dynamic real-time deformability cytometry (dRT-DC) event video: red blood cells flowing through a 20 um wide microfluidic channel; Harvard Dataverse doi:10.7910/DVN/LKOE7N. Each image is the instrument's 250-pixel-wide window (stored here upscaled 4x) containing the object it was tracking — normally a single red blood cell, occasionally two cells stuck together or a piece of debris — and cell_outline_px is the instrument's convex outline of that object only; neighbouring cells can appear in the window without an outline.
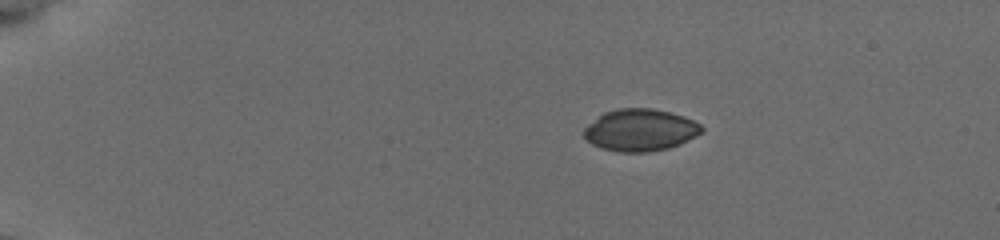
{"species": "common noctule bat (a hibernating species)", "species_latin": "Nyctalus noctula", "temperature_condition": "cold", "stored_images_in_passage": 45, "camera_frame_rate_fps": 3000, "um_per_image_px": 0.085, "animal": {"sex": "female", "body_mass_g": 19.5, "forearm_length_mm": 54.1}, "frame": {"image": 1, "passage_image": 1, "time_ms": 0.0, "image_size_px": [1000, 240], "cell_outline_px": [[704, 132], [680, 144], [668, 148], [648, 152], [616, 152], [600, 148], [592, 144], [584, 136], [584, 128], [588, 124], [604, 112], [620, 108], [652, 108], [684, 116], [700, 124], [704, 128]], "centroid_in_image_um": [54.43, 11.06], "position_along_channel_um": 30.6, "area_um2": 28.9}}
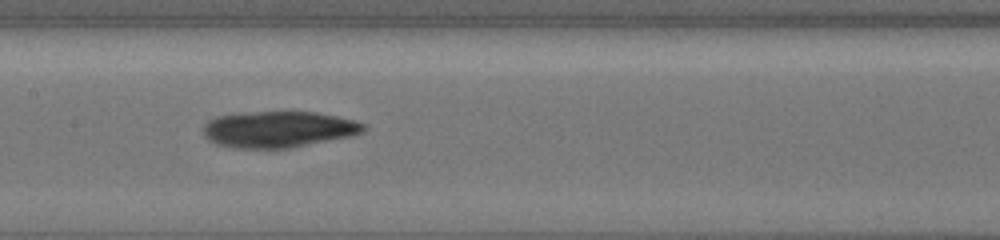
{"frame": {"image": 2, "passage_image": 20, "time_ms": 6.333, "image_size_px": [1000, 240], "cell_outline_px": [[368, 128], [364, 132], [352, 136], [288, 148], [236, 148], [216, 144], [208, 140], [204, 136], [204, 124], [208, 120], [216, 116], [236, 112], [316, 112], [356, 120], [364, 124]], "centroid_in_image_um": [23.66, 10.98], "position_along_channel_um": 183.7, "area_um2": 34.16}}
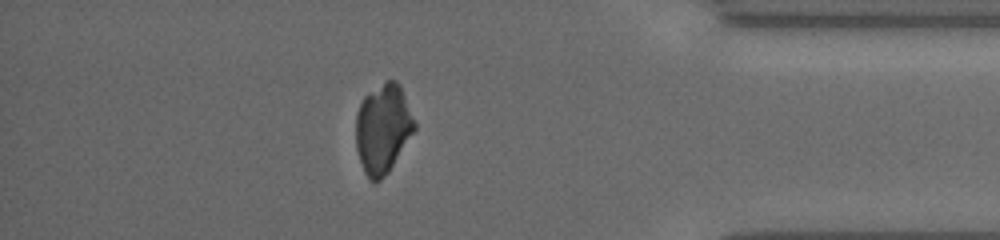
{"frame": {"image": 3, "passage_image": 39, "time_ms": 12.667, "image_size_px": [1000, 240], "cell_outline_px": [[416, 128], [388, 172], [376, 184], [368, 180], [364, 172], [356, 148], [356, 112], [364, 96], [388, 80], [396, 80], [400, 84], [416, 124]], "centroid_in_image_um": [32.54, 10.96], "position_along_channel_um": 402.7, "area_um2": 30.35}}